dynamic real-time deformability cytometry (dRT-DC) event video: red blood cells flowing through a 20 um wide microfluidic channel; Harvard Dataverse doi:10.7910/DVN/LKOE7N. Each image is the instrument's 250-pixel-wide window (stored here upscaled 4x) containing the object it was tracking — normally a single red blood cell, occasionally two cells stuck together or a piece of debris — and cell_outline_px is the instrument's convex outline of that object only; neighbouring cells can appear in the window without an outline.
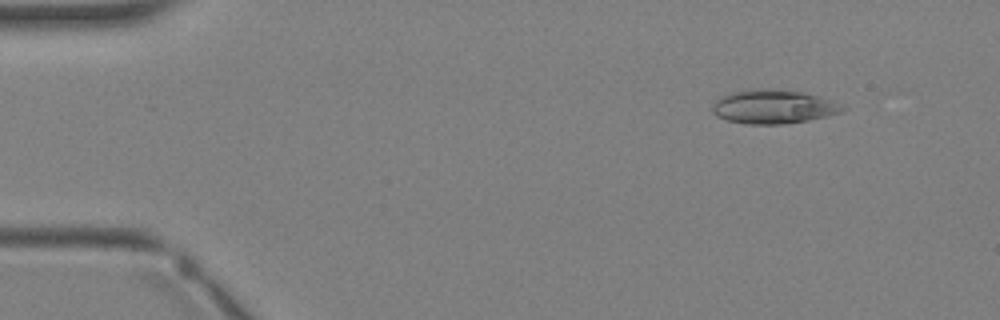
{"species": "Egyptian fruit bat (a non-hibernating species)", "species_latin": "Rousettus aegyptiacus", "temperature_condition": "warm", "stored_images_in_passage": 4, "camera_frame_rate_fps": 3000, "um_per_image_px": 0.085, "animal": {"sex": "female"}, "frame": {"image": 1, "passage_image": 2, "time_ms": 1.0, "image_size_px": [1000, 320], "cell_outline_px": [[848, 108], [840, 112], [828, 116], [808, 120], [784, 124], [748, 124], [728, 120], [716, 116], [712, 112], [712, 104], [720, 96], [732, 92], [748, 88], [768, 88], [800, 92], [820, 96], [832, 100]], "centroid_in_image_um": [65.72, 9.06], "position_along_channel_um": 19.3, "area_um2": 25.89}}
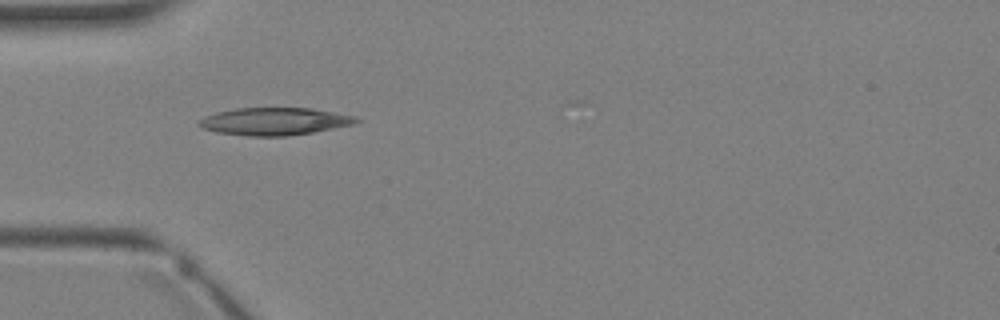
{"frame": {"image": 2, "passage_image": 4, "time_ms": 3.333, "image_size_px": [1000, 320], "cell_outline_px": [[360, 120], [352, 124], [312, 132], [288, 136], [252, 136], [216, 132], [204, 128], [196, 124], [200, 120], [216, 112], [236, 108], [312, 108], [356, 116]], "centroid_in_image_um": [23.33, 10.31], "position_along_channel_um": 61.7, "area_um2": 24.91}}